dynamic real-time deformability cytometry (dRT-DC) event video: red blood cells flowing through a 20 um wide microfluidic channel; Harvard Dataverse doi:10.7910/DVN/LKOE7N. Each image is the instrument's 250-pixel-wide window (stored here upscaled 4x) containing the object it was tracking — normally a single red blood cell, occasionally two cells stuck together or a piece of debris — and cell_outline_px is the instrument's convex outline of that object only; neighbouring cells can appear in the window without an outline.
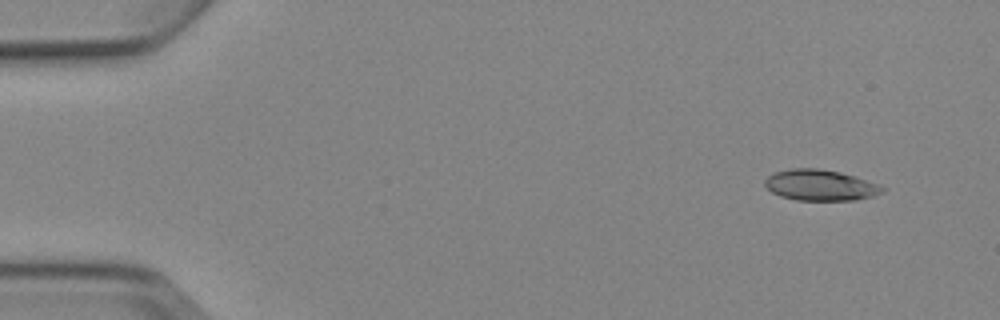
{"species": "Egyptian fruit bat (a non-hibernating species)", "species_latin": "Rousettus aegyptiacus", "temperature_condition": "cold", "stored_images_in_passage": 4, "camera_frame_rate_fps": 3000, "um_per_image_px": 0.085, "animal": {"sex": "female"}, "frame": {"image": 1, "passage_image": 1, "time_ms": 0.0, "image_size_px": [1000, 320], "cell_outline_px": [[888, 188], [884, 192], [872, 196], [856, 200], [796, 200], [780, 196], [772, 192], [764, 184], [764, 180], [772, 172], [788, 168], [820, 168], [840, 172], [856, 176], [880, 184]], "centroid_in_image_um": [69.75, 15.73], "position_along_channel_um": 15.3, "area_um2": 21.56}}
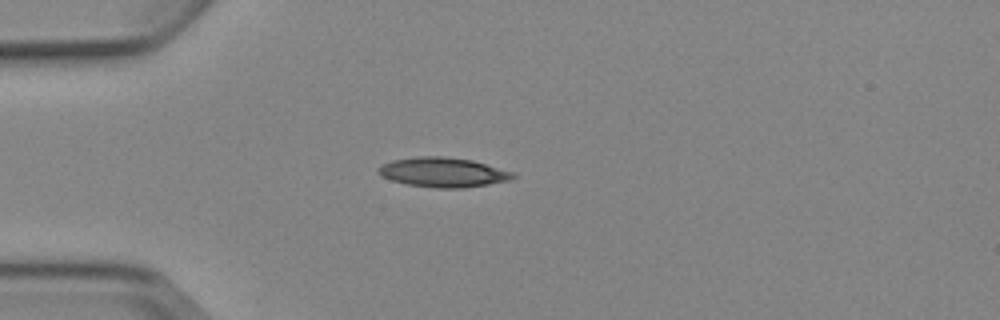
{"frame": {"image": 2, "passage_image": 4, "time_ms": 3.333, "image_size_px": [1000, 320], "cell_outline_px": [[516, 176], [512, 180], [464, 188], [436, 188], [408, 184], [392, 180], [380, 176], [376, 172], [376, 168], [392, 160], [420, 156], [448, 156], [472, 160], [516, 172]], "centroid_in_image_um": [37.69, 14.64], "position_along_channel_um": 47.3, "area_um2": 23.47}}